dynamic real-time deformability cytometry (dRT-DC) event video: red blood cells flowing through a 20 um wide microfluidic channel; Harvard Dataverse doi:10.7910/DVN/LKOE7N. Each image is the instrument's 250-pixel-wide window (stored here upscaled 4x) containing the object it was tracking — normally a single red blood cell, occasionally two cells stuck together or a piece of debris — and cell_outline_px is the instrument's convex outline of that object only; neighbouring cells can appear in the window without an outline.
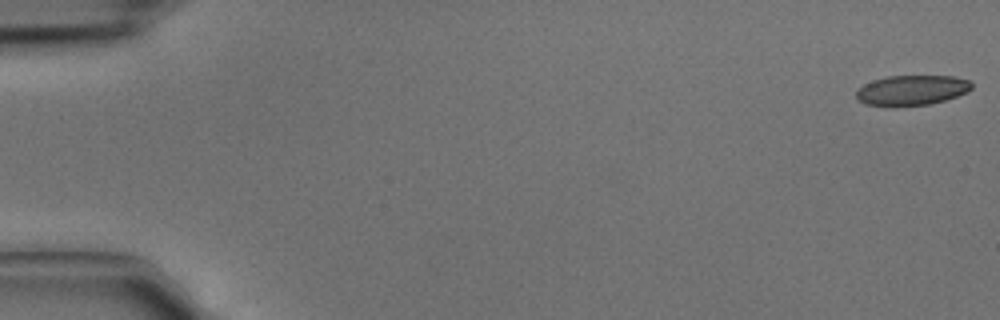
{"species": "common noctule bat (a hibernating species)", "species_latin": "Nyctalus noctula", "temperature_condition": "cold", "stored_images_in_passage": 4, "camera_frame_rate_fps": 3000, "um_per_image_px": 0.085, "animal": {"sex": "male", "body_mass_g": 15.6}, "frame": {"image": 1, "passage_image": 1, "time_ms": 0.0, "image_size_px": [1000, 320], "cell_outline_px": [[972, 88], [968, 92], [944, 100], [928, 104], [864, 104], [856, 100], [856, 88], [872, 80], [888, 76], [952, 76], [972, 80]], "centroid_in_image_um": [77.51, 7.63], "position_along_channel_um": 7.5, "area_um2": 19.88}}
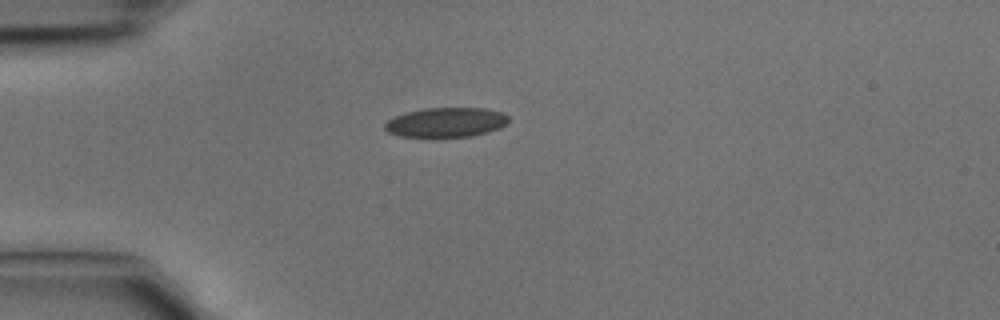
{"frame": {"image": 2, "passage_image": 4, "time_ms": 1.0, "image_size_px": [1000, 320], "cell_outline_px": [[508, 124], [500, 128], [488, 132], [472, 136], [432, 140], [396, 136], [388, 132], [384, 128], [384, 124], [388, 120], [396, 116], [408, 112], [424, 108], [484, 108], [504, 112], [508, 116]], "centroid_in_image_um": [37.9, 10.45], "position_along_channel_um": 47.1, "area_um2": 22.37}}